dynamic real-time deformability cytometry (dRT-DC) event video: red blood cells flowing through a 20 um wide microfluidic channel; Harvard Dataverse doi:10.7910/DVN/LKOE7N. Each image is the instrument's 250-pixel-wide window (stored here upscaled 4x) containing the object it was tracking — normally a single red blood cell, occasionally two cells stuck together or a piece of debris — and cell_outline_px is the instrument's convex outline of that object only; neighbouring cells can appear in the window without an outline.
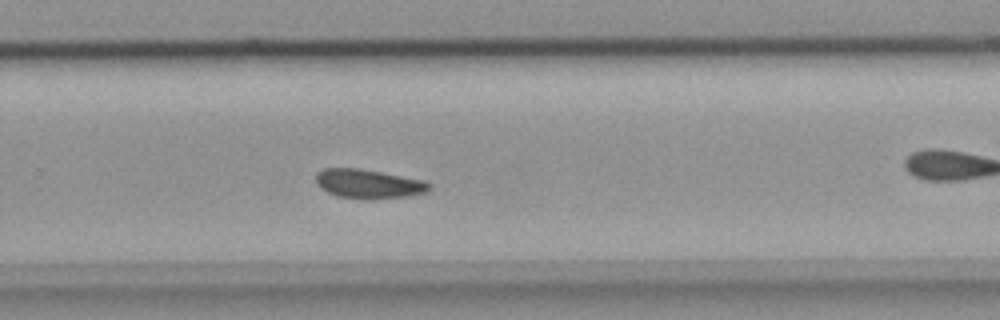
{"species": "common noctule bat (a hibernating species)", "species_latin": "Nyctalus noctula", "temperature_condition": "room temperature", "stored_images_in_passage": 35, "camera_frame_rate_fps": 3000, "um_per_image_px": 0.085, "animal": {"sex": "female", "body_mass_g": 18.4}, "frame": {"image": 1, "passage_image": 20, "time_ms": 6.333, "image_size_px": [1000, 320], "cell_outline_px": [[432, 184], [424, 192], [408, 196], [372, 200], [364, 200], [340, 196], [328, 192], [320, 188], [316, 184], [316, 172], [324, 168], [360, 168], [424, 180]], "centroid_in_image_um": [31.29, 15.63], "position_along_channel_um": 298.5, "area_um2": 19.36}}
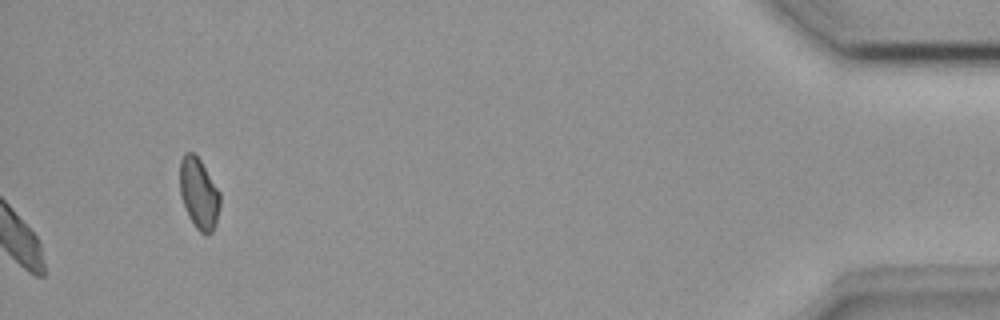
{"frame": {"image": 2, "passage_image": 35, "time_ms": 11.333, "image_size_px": [1000, 320], "cell_outline_px": [[220, 204], [216, 224], [212, 232], [208, 236], [204, 236], [196, 228], [188, 216], [180, 196], [180, 160], [184, 152], [192, 152], [200, 160], [220, 192]], "centroid_in_image_um": [16.9, 16.48], "position_along_channel_um": 418.3, "area_um2": 16.76}}